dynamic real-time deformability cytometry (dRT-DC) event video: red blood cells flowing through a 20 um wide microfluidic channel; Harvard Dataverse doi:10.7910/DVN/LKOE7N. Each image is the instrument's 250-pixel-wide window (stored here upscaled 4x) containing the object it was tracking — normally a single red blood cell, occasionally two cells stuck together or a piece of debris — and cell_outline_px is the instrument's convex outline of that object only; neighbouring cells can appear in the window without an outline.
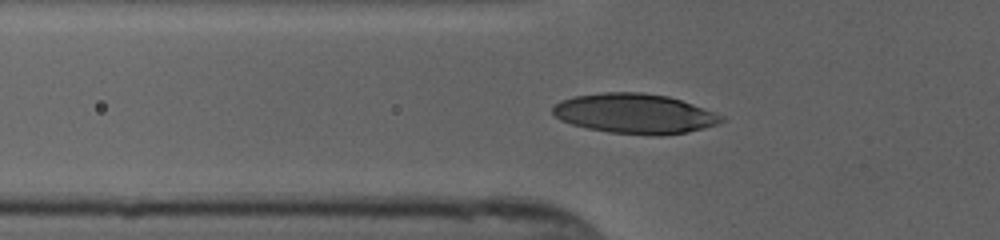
{"species": "human", "species_latin": "Homo sapiens", "temperature_condition": "cold", "stored_images_in_passage": 37, "segment_of_instrument_passage": [1, 2], "camera_frame_rate_fps": 3000, "um_per_image_px": 0.085, "donor": {"sex": "female"}, "frame": {"image": 1, "passage_image": 2, "time_ms": 0.333, "image_size_px": [1000, 240], "cell_outline_px": [[728, 120], [720, 124], [704, 128], [684, 132], [660, 136], [652, 136], [608, 132], [588, 128], [572, 124], [560, 120], [552, 112], [552, 108], [560, 100], [576, 96], [604, 92], [640, 92], [668, 96], [692, 104], [724, 116]], "centroid_in_image_um": [53.98, 9.67], "position_along_channel_um": 71.8, "area_um2": 39.25}}
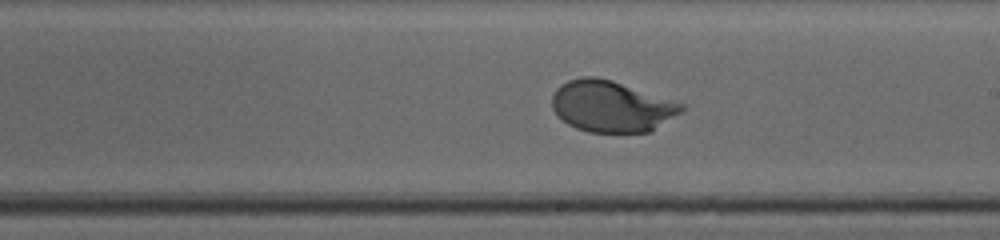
{"frame": {"image": 2, "passage_image": 15, "time_ms": 4.667, "image_size_px": [1000, 240], "cell_outline_px": [[684, 108], [680, 112], [652, 132], [588, 132], [576, 128], [568, 124], [552, 108], [552, 96], [556, 88], [560, 84], [568, 80], [584, 76], [596, 76], [612, 80], [684, 104]], "centroid_in_image_um": [51.95, 9.03], "position_along_channel_um": 237.0, "area_um2": 38.49}}
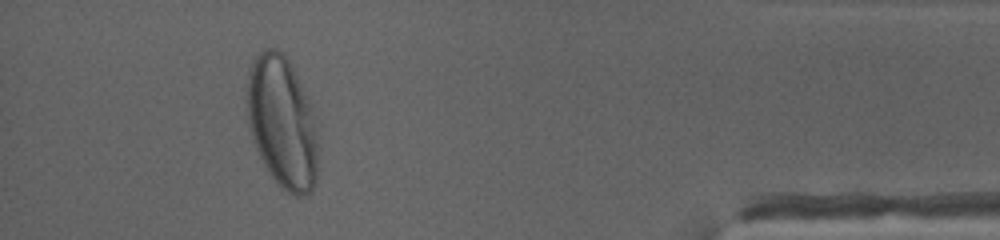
{"frame": {"image": 3, "passage_image": 32, "time_ms": 10.333, "image_size_px": [1000, 240], "cell_outline_px": [[316, 180], [312, 192], [304, 196], [292, 196], [276, 184], [260, 160], [252, 140], [248, 128], [244, 96], [248, 68], [252, 60], [264, 48], [276, 48], [288, 60], [292, 68], [308, 104], [316, 128]], "centroid_in_image_um": [23.89, 10.44], "position_along_channel_um": 411.3, "area_um2": 54.97}}